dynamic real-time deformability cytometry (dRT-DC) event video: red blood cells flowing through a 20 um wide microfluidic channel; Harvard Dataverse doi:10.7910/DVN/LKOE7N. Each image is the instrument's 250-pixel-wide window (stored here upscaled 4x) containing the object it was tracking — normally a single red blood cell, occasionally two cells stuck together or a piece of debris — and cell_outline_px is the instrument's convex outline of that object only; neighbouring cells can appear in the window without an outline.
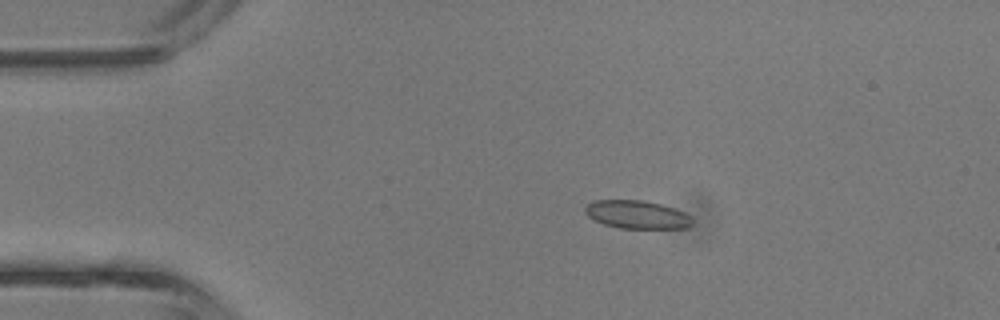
{"species": "common noctule bat (a hibernating species)", "species_latin": "Nyctalus noctula", "temperature_condition": "room temperature", "stored_images_in_passage": 36, "camera_frame_rate_fps": 3000, "um_per_image_px": 0.085, "animal": {"sex": "male", "body_mass_g": 13.3}, "frame": {"image": 1, "passage_image": 2, "time_ms": 0.333, "image_size_px": [1000, 320], "cell_outline_px": [[692, 224], [688, 228], [620, 228], [604, 224], [588, 216], [584, 212], [584, 208], [592, 200], [644, 200], [676, 208], [692, 216]], "centroid_in_image_um": [54.16, 18.23], "position_along_channel_um": 30.8, "area_um2": 17.69}}
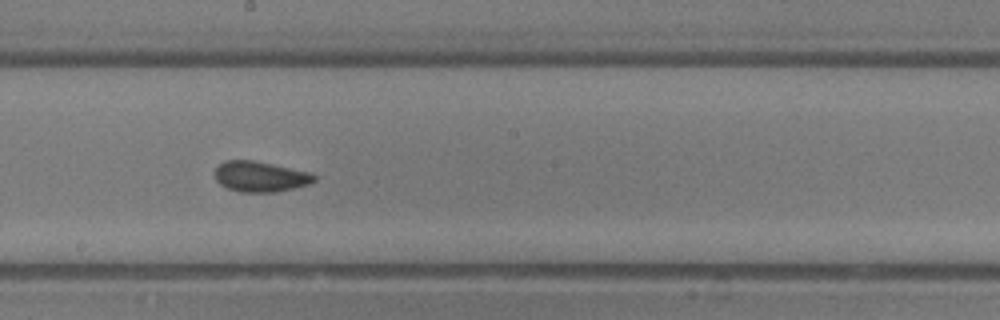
{"frame": {"image": 2, "passage_image": 17, "time_ms": 5.333, "image_size_px": [1000, 320], "cell_outline_px": [[316, 180], [308, 184], [276, 192], [240, 192], [228, 188], [220, 184], [216, 180], [216, 168], [224, 160], [252, 160], [272, 164], [308, 172], [316, 176]], "centroid_in_image_um": [22.1, 15.01], "position_along_channel_um": 226.1, "area_um2": 17.4}}
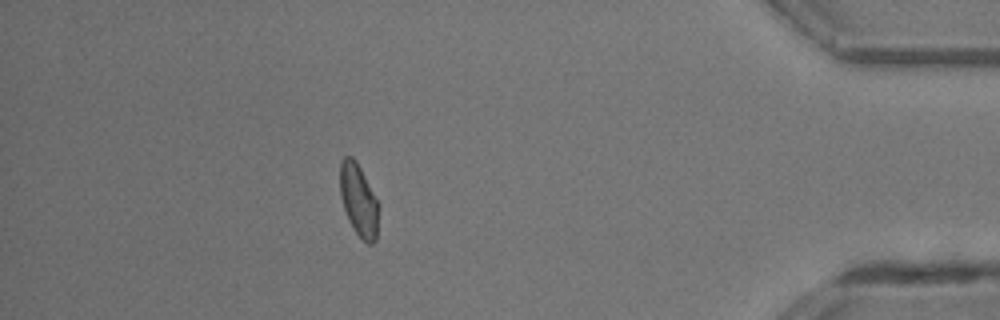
{"frame": {"image": 3, "passage_image": 31, "time_ms": 10.0, "image_size_px": [1000, 320], "cell_outline_px": [[380, 208], [376, 240], [372, 244], [368, 244], [352, 228], [348, 220], [340, 196], [340, 160], [344, 156], [352, 156], [356, 160], [380, 204]], "centroid_in_image_um": [30.5, 17.01], "position_along_channel_um": 404.7, "area_um2": 16.59}, "authors_computed_cell_mechanics": {"area_um2": 17.3111, "velocity_mm_per_s": 4.912, "shape_relaxation_time_tau1_ms": 3.6998, "shape_relaxation_time_tau2_ms": 0.8088, "deformation_change_tau1": 0.0838, "deformation_change_tau2": 0.0624}}